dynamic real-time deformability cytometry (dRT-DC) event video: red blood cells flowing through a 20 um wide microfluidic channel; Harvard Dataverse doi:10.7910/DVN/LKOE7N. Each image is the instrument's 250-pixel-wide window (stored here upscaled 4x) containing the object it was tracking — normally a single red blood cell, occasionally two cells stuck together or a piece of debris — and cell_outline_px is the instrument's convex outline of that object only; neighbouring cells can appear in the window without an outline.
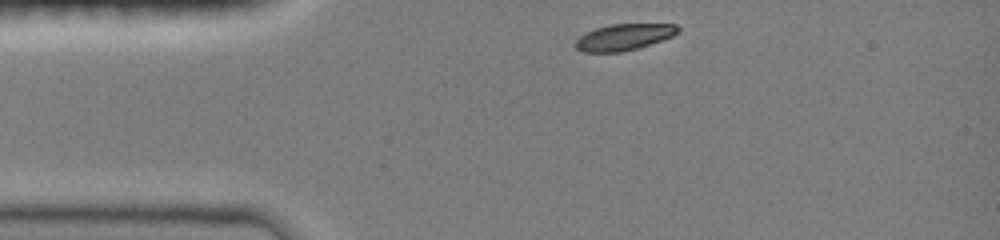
{"species": "common noctule bat (a hibernating species)", "species_latin": "Nyctalus noctula", "temperature_condition": "room temperature", "stored_images_in_passage": 34, "camera_frame_rate_fps": 3000, "um_per_image_px": 0.085, "animal": {"sex": "female", "body_mass_g": 19.0, "forearm_length_mm": 51.5}, "frame": {"image": 1, "passage_image": 1, "time_ms": 0.0, "image_size_px": [1000, 240], "cell_outline_px": [[680, 32], [672, 36], [636, 48], [620, 52], [584, 52], [576, 48], [576, 40], [580, 36], [596, 28], [608, 24], [676, 24], [680, 28]], "centroid_in_image_um": [53.04, 3.14], "position_along_channel_um": 32.0, "area_um2": 15.49}}
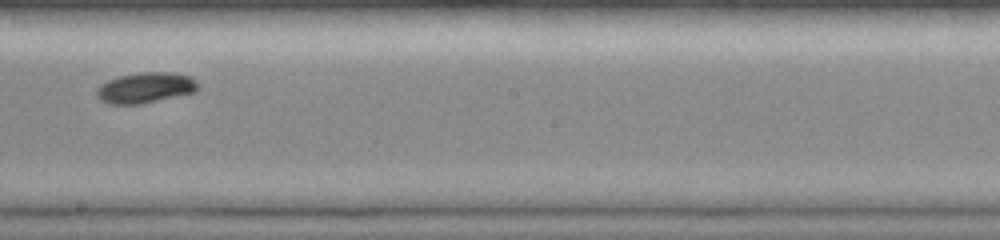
{"frame": {"image": 2, "passage_image": 19, "time_ms": 6.0, "image_size_px": [1000, 240], "cell_outline_px": [[196, 92], [144, 104], [108, 104], [100, 100], [96, 96], [96, 88], [100, 84], [116, 76], [140, 72], [172, 72], [192, 76], [196, 84]], "centroid_in_image_um": [12.32, 7.46], "position_along_channel_um": 235.9, "area_um2": 18.38}}
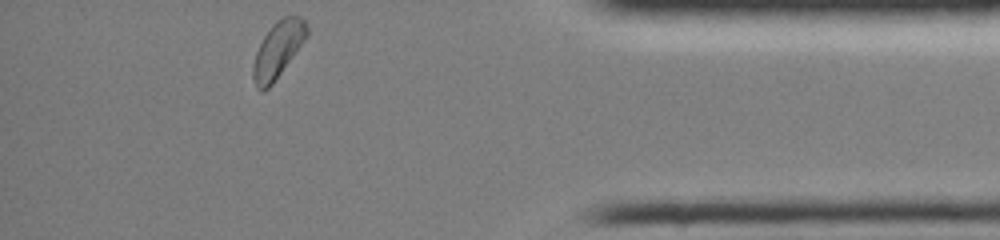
{"frame": {"image": 3, "passage_image": 34, "time_ms": 11.0, "image_size_px": [1000, 240], "cell_outline_px": [[308, 32], [304, 40], [272, 84], [264, 92], [260, 92], [256, 88], [252, 76], [252, 64], [256, 52], [264, 36], [272, 24], [276, 20], [284, 16], [300, 16], [304, 20], [308, 28]], "centroid_in_image_um": [23.58, 4.23], "position_along_channel_um": 411.6, "area_um2": 17.4}, "authors_computed_cell_mechanics": {"area_um2": 17.3978, "velocity_mm_per_s": 3.9851, "shape_relaxation_time_tau1_ms": 2.8985, "shape_relaxation_time_tau2_ms": null, "deformation_change_tau1": 0.1187, "deformation_change_tau2": null}}